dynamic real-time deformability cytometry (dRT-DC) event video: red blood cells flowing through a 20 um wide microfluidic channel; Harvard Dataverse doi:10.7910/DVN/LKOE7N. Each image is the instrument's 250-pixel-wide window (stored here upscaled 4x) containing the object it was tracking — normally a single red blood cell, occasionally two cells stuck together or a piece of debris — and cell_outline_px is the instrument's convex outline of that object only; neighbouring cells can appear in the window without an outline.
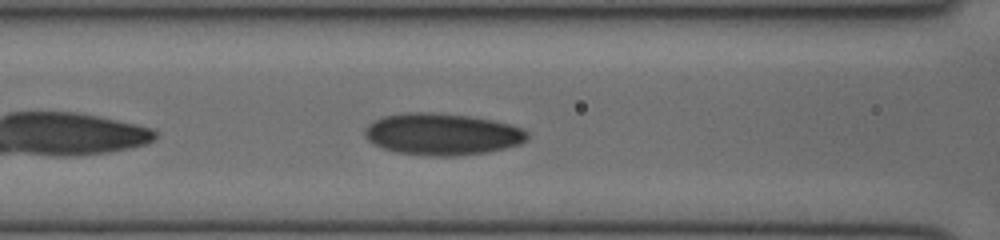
{"species": "human", "species_latin": "Homo sapiens", "temperature_condition": "cold", "stored_images_in_passage": 29, "camera_frame_rate_fps": 3000, "um_per_image_px": 0.085, "donor": {"sex": "female"}, "frame": {"image": 1, "passage_image": 6, "time_ms": 1.667, "image_size_px": [1000, 240], "cell_outline_px": [[528, 136], [520, 144], [488, 152], [456, 156], [424, 156], [396, 152], [372, 144], [364, 136], [364, 128], [368, 124], [384, 116], [404, 112], [432, 112], [468, 116], [492, 120], [508, 124], [520, 128], [528, 132]], "centroid_in_image_um": [37.53, 11.41], "position_along_channel_um": 129.1, "area_um2": 39.59}}
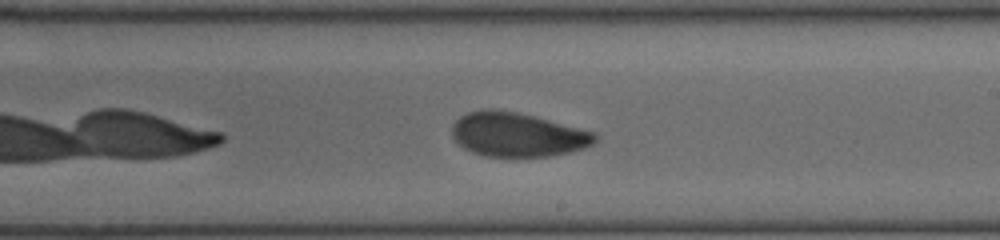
{"frame": {"image": 2, "passage_image": 14, "time_ms": 4.333, "image_size_px": [1000, 240], "cell_outline_px": [[596, 140], [592, 144], [584, 148], [552, 156], [484, 156], [472, 152], [464, 148], [452, 136], [452, 124], [460, 116], [468, 112], [480, 108], [492, 108], [516, 112], [548, 120], [592, 132], [596, 136]], "centroid_in_image_um": [43.91, 11.43], "position_along_channel_um": 245.1, "area_um2": 36.41}}
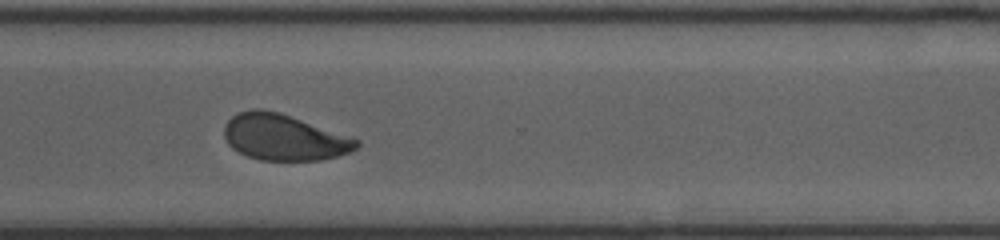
{"frame": {"image": 3, "passage_image": 21, "time_ms": 6.667, "image_size_px": [1000, 240], "cell_outline_px": [[360, 144], [356, 148], [348, 152], [336, 156], [320, 160], [260, 160], [248, 156], [232, 148], [228, 144], [224, 136], [224, 124], [232, 116], [240, 112], [252, 108], [264, 108], [280, 112], [352, 136], [360, 140]], "centroid_in_image_um": [24.14, 11.65], "position_along_channel_um": 346.5, "area_um2": 35.78}}